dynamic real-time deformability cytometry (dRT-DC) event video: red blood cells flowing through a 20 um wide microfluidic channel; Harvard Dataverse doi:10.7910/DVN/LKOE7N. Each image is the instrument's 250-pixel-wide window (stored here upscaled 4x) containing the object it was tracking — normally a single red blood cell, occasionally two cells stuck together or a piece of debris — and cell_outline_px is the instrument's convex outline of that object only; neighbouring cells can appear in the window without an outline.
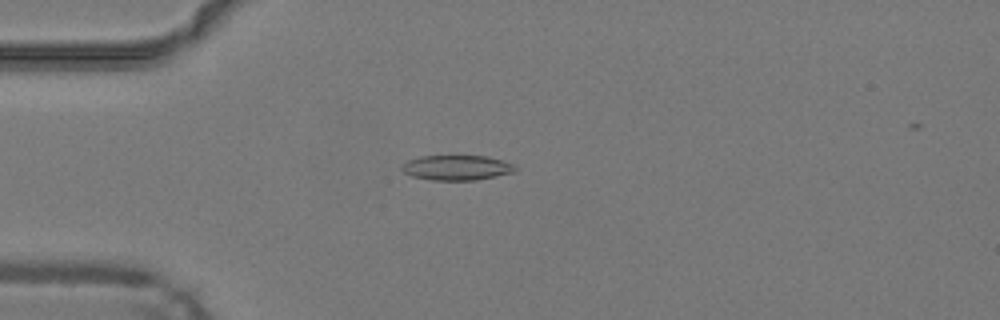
{"species": "common noctule bat (a hibernating species)", "species_latin": "Nyctalus noctula", "temperature_condition": "warm", "stored_images_in_passage": 47, "camera_frame_rate_fps": 3000, "um_per_image_px": 0.085, "animal": {"sex": "male", "body_mass_g": 19.2, "forearm_length_mm": 51.8}, "frame": {"image": 1, "passage_image": 12, "time_ms": 3.667, "image_size_px": [1000, 320], "cell_outline_px": [[516, 168], [512, 172], [496, 176], [476, 180], [432, 180], [412, 176], [404, 172], [400, 168], [408, 160], [420, 156], [488, 156], [512, 164]], "centroid_in_image_um": [38.79, 14.25], "position_along_channel_um": 46.2, "area_um2": 16.3}}
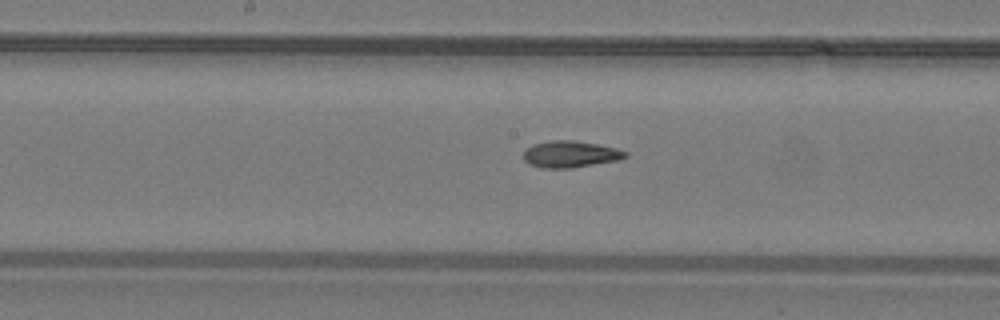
{"frame": {"image": 2, "passage_image": 24, "time_ms": 7.667, "image_size_px": [1000, 320], "cell_outline_px": [[628, 156], [620, 160], [572, 168], [544, 168], [528, 164], [524, 160], [524, 152], [532, 144], [552, 140], [572, 140], [596, 144], [616, 148], [628, 152]], "centroid_in_image_um": [48.5, 13.11], "position_along_channel_um": 199.7, "area_um2": 15.84}}
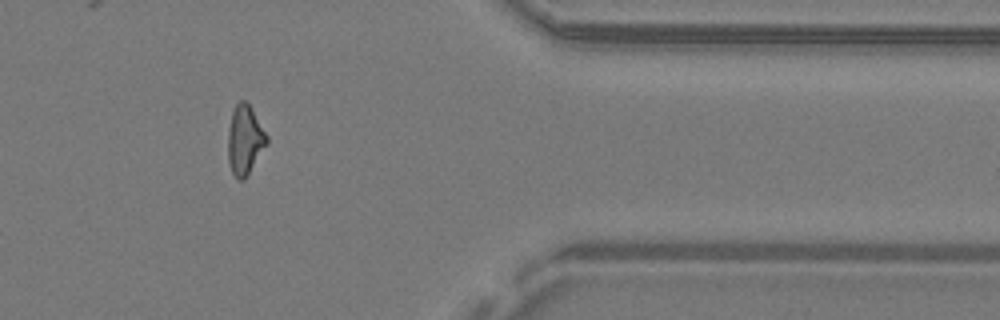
{"frame": {"image": 3, "passage_image": 39, "time_ms": 12.667, "image_size_px": [1000, 320], "cell_outline_px": [[268, 144], [244, 180], [236, 180], [232, 172], [228, 160], [228, 128], [232, 112], [236, 104], [240, 100], [244, 100], [252, 108], [268, 136]], "centroid_in_image_um": [20.82, 11.91], "position_along_channel_um": 390.6, "area_um2": 15.84}, "authors_computed_cell_mechanics": {"area_um2": 15.9528, "velocity_mm_per_s": 4.2619, "shape_relaxation_time_tau1_ms": null, "shape_relaxation_time_tau2_ms": 4.4963, "deformation_change_tau1": null, "deformation_change_tau2": 0.1278}}